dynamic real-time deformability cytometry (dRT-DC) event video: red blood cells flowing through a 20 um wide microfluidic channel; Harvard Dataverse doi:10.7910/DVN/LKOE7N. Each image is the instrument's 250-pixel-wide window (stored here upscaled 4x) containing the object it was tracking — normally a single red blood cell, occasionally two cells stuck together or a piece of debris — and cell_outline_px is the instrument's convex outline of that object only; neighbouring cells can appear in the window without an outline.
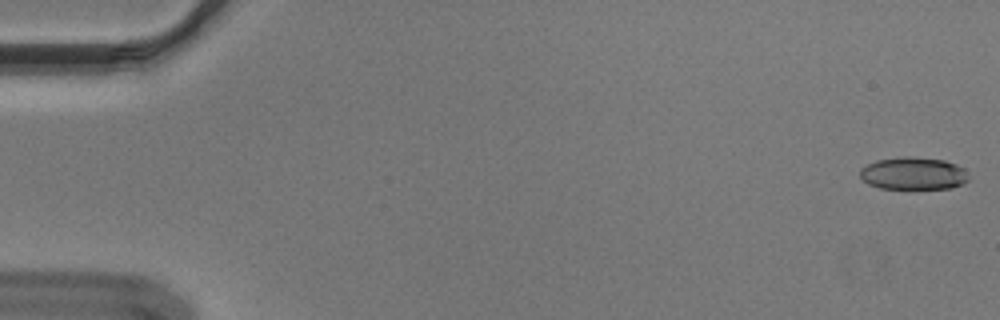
{"species": "Egyptian fruit bat (a non-hibernating species)", "species_latin": "Rousettus aegyptiacus", "temperature_condition": "cold", "stored_images_in_passage": 55, "camera_frame_rate_fps": 3000, "um_per_image_px": 0.085, "animal": {"sex": "male"}, "frame": {"image": 1, "passage_image": 1, "time_ms": 0.0, "image_size_px": [1000, 320], "cell_outline_px": [[968, 180], [964, 184], [952, 188], [880, 188], [868, 184], [860, 176], [860, 168], [876, 160], [904, 156], [912, 156], [944, 160], [956, 164], [964, 168], [968, 176]], "centroid_in_image_um": [77.65, 14.73], "position_along_channel_um": 7.4, "area_um2": 20.63}}
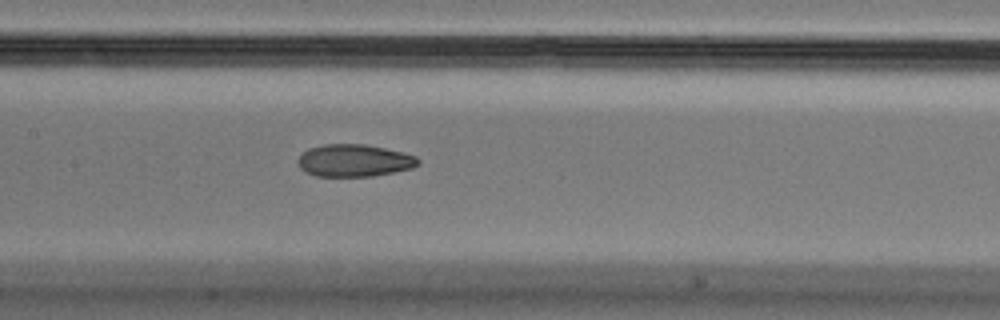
{"frame": {"image": 2, "passage_image": 27, "time_ms": 8.667, "image_size_px": [1000, 320], "cell_outline_px": [[420, 164], [412, 168], [372, 176], [316, 176], [304, 172], [300, 168], [296, 160], [308, 148], [324, 144], [364, 144], [384, 148], [416, 156], [420, 160]], "centroid_in_image_um": [30.08, 13.64], "position_along_channel_um": 177.3, "area_um2": 22.6}}
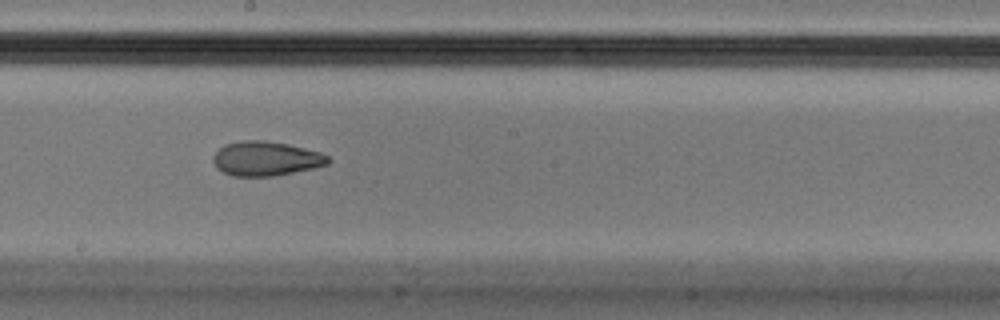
{"frame": {"image": 3, "passage_image": 31, "time_ms": 10.0, "image_size_px": [1000, 320], "cell_outline_px": [[332, 160], [328, 164], [312, 168], [272, 176], [232, 176], [216, 168], [212, 160], [212, 156], [224, 144], [240, 140], [264, 140], [288, 144], [320, 152], [328, 156]], "centroid_in_image_um": [22.57, 13.47], "position_along_channel_um": 225.6, "area_um2": 23.06}, "authors_computed_cell_mechanics": {"area_um2": 23.12, "velocity_mm_per_s": 3.6304, "shape_relaxation_time_tau1_ms": null, "shape_relaxation_time_tau2_ms": 2.7058, "deformation_change_tau1": null, "deformation_change_tau2": 0.0905}}